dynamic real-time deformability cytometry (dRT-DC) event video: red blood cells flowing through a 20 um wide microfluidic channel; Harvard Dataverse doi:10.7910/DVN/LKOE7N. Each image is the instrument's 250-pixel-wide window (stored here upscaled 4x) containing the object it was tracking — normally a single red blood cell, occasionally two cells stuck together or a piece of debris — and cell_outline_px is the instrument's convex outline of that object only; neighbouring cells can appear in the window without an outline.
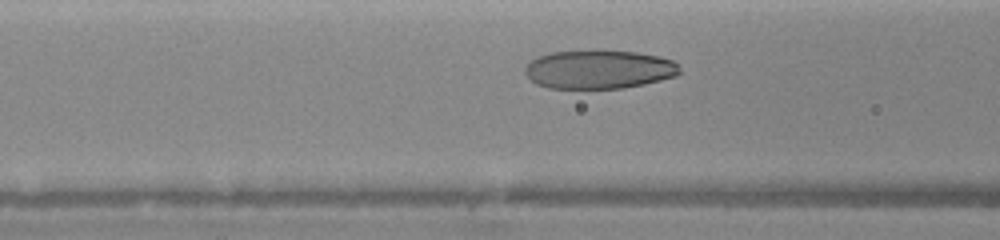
{"species": "human", "species_latin": "Homo sapiens", "temperature_condition": "warm", "stored_images_in_passage": 26, "camera_frame_rate_fps": 3000, "um_per_image_px": 0.085, "donor": {"sex": "female"}, "frame": {"image": 1, "passage_image": 9, "time_ms": 2.667, "image_size_px": [1000, 240], "cell_outline_px": [[680, 72], [676, 76], [644, 84], [624, 88], [548, 88], [536, 84], [524, 72], [524, 68], [532, 60], [540, 56], [552, 52], [636, 52], [656, 56], [672, 60], [680, 64]], "centroid_in_image_um": [50.94, 5.93], "position_along_channel_um": 115.7, "area_um2": 34.22}}
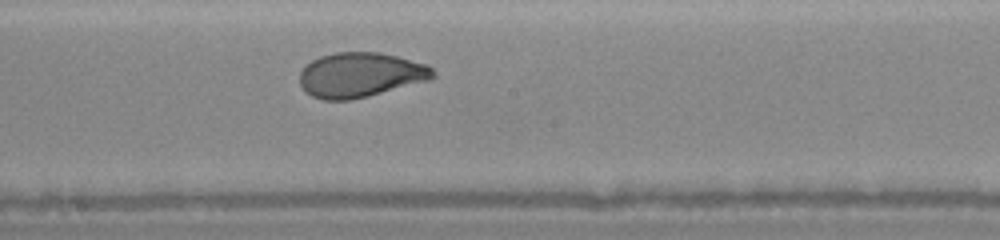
{"frame": {"image": 2, "passage_image": 15, "time_ms": 5.0, "image_size_px": [1000, 240], "cell_outline_px": [[436, 76], [432, 80], [352, 100], [324, 100], [312, 96], [304, 92], [300, 84], [300, 72], [312, 60], [320, 56], [336, 52], [380, 52], [396, 56], [424, 64], [432, 68], [436, 72]], "centroid_in_image_um": [30.65, 6.38], "position_along_channel_um": 217.6, "area_um2": 34.91}}
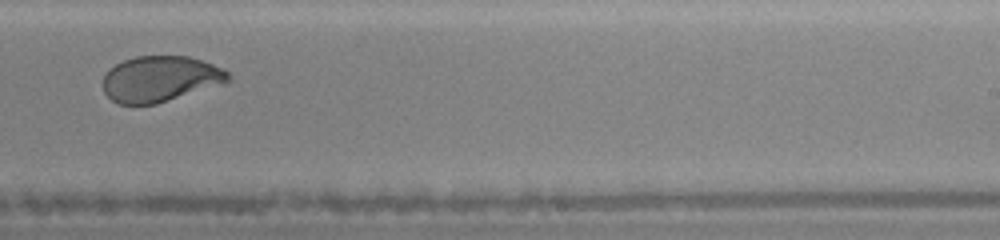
{"frame": {"image": 3, "passage_image": 19, "time_ms": 6.333, "image_size_px": [1000, 240], "cell_outline_px": [[232, 80], [156, 104], [116, 104], [104, 92], [104, 76], [108, 68], [124, 60], [136, 56], [188, 56], [224, 68], [232, 76]], "centroid_in_image_um": [13.61, 6.7], "position_along_channel_um": 275.4, "area_um2": 33.23}}